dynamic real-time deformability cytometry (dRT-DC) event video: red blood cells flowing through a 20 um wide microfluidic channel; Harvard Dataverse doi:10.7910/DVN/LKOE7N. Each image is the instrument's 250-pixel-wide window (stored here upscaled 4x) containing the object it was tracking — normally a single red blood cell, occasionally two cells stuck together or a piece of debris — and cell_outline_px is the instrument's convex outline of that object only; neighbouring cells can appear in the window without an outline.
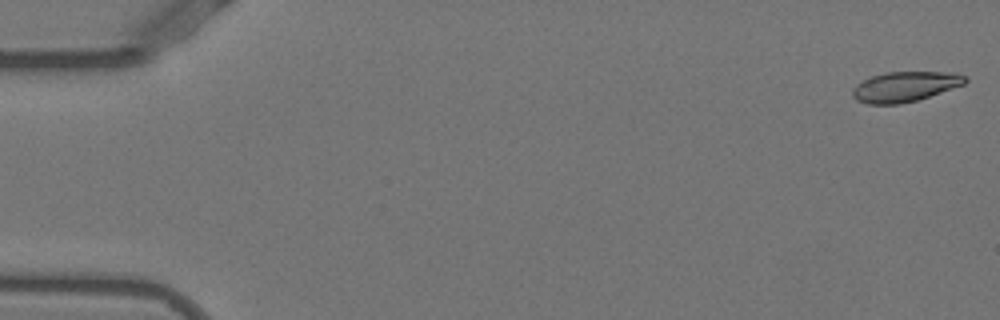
{"species": "Egyptian fruit bat (a non-hibernating species)", "species_latin": "Rousettus aegyptiacus", "temperature_condition": "warm", "stored_images_in_passage": 52, "camera_frame_rate_fps": 3000, "um_per_image_px": 0.085, "animal": {"sex": "female"}, "frame": {"image": 1, "passage_image": 1, "time_ms": 0.0, "image_size_px": [1000, 320], "cell_outline_px": [[968, 80], [964, 84], [916, 100], [900, 104], [868, 104], [856, 100], [852, 96], [852, 88], [856, 84], [872, 76], [888, 72], [956, 72], [968, 76]], "centroid_in_image_um": [76.92, 7.36], "position_along_channel_um": 8.1, "area_um2": 19.71}}
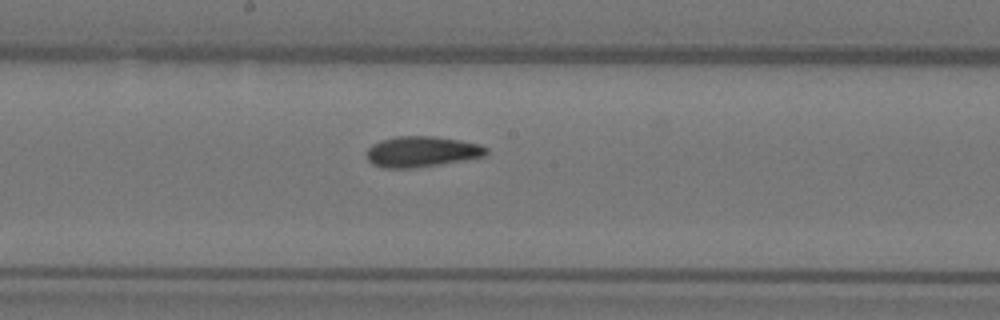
{"frame": {"image": 2, "passage_image": 28, "time_ms": 9.0, "image_size_px": [1000, 320], "cell_outline_px": [[488, 152], [484, 156], [464, 160], [412, 168], [384, 168], [372, 164], [368, 160], [368, 148], [372, 144], [380, 140], [396, 136], [432, 136], [460, 140], [480, 144], [488, 148]], "centroid_in_image_um": [35.85, 12.88], "position_along_channel_um": 212.4, "area_um2": 21.33}}
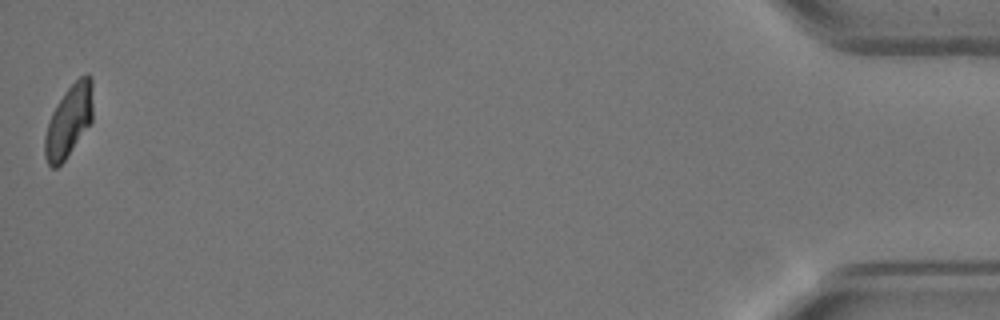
{"frame": {"image": 3, "passage_image": 52, "time_ms": 17.0, "image_size_px": [1000, 320], "cell_outline_px": [[92, 120], [64, 160], [56, 168], [52, 168], [48, 164], [44, 156], [44, 136], [48, 120], [52, 112], [64, 92], [84, 72], [88, 72], [92, 76]], "centroid_in_image_um": [5.84, 10.24], "position_along_channel_um": 429.4, "area_um2": 20.11}, "authors_computed_cell_mechanics": {"area_um2": 21.0681, "velocity_mm_per_s": 3.8843, "shape_relaxation_time_tau1_ms": 8.2268, "shape_relaxation_time_tau2_ms": 2.2843, "deformation_change_tau1": 0.2181, "deformation_change_tau2": 0.0769}}